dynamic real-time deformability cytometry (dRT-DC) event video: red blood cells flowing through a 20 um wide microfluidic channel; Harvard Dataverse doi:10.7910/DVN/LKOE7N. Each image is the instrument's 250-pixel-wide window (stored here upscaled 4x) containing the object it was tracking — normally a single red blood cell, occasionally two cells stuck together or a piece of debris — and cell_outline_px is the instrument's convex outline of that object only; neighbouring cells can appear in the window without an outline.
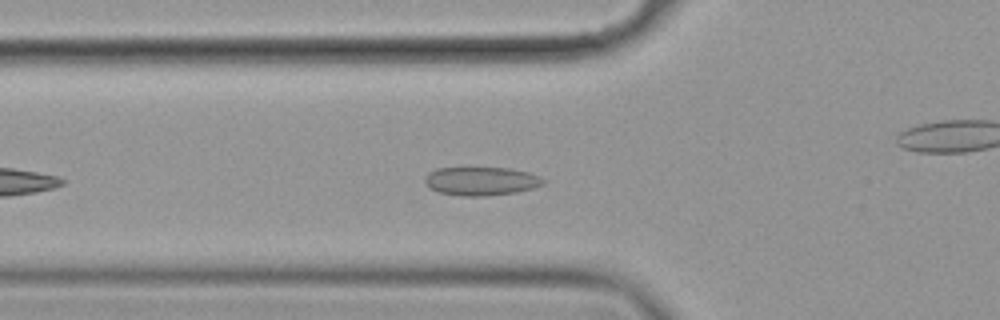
{"species": "common noctule bat (a hibernating species)", "species_latin": "Nyctalus noctula", "temperature_condition": "cold", "stored_images_in_passage": 30, "camera_frame_rate_fps": 3000, "um_per_image_px": 0.085, "animal": {"sex": "female", "body_mass_g": 19.9}, "frame": {"image": 1, "passage_image": 8, "time_ms": 2.333, "image_size_px": [1000, 320], "cell_outline_px": [[544, 184], [532, 188], [516, 192], [484, 196], [460, 196], [440, 192], [428, 188], [424, 184], [424, 176], [428, 172], [436, 168], [512, 168], [528, 172], [540, 176], [544, 180]], "centroid_in_image_um": [40.85, 15.39], "position_along_channel_um": 84.9, "area_um2": 19.83}}
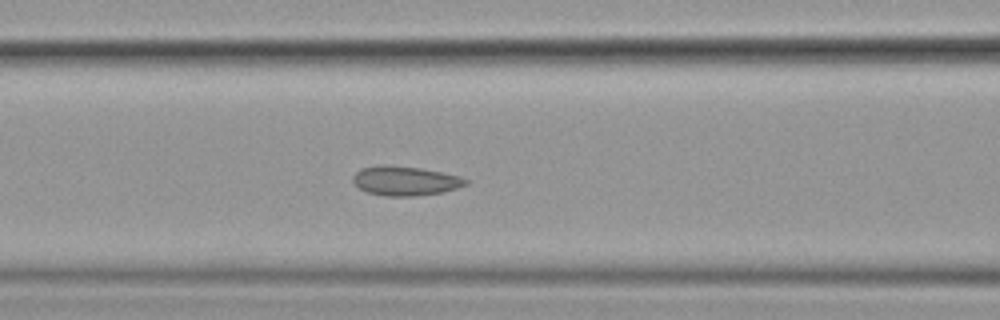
{"frame": {"image": 2, "passage_image": 12, "time_ms": 3.667, "image_size_px": [1000, 320], "cell_outline_px": [[468, 184], [444, 192], [416, 196], [384, 196], [368, 192], [360, 188], [352, 180], [352, 176], [360, 168], [384, 164], [420, 168], [460, 176], [468, 180]], "centroid_in_image_um": [34.44, 15.37], "position_along_channel_um": 132.2, "area_um2": 19.31}}